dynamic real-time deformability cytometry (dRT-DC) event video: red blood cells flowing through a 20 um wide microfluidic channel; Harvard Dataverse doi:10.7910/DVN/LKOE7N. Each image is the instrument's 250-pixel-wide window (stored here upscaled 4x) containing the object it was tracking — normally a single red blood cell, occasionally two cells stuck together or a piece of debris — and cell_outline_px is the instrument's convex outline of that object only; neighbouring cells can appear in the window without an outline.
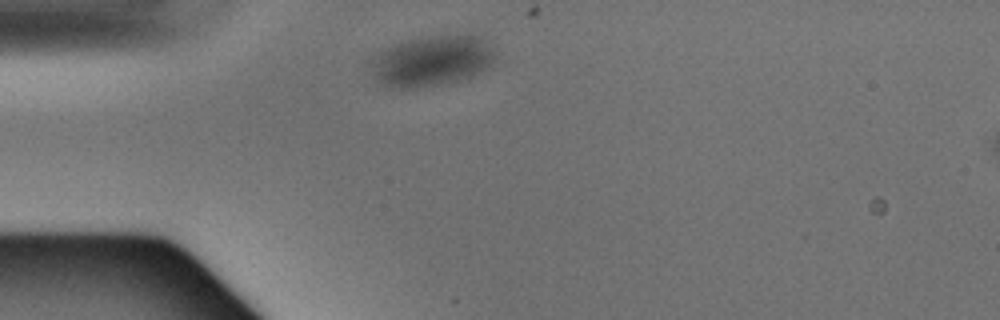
{"species": "Egyptian fruit bat (a non-hibernating species)", "species_latin": "Rousettus aegyptiacus", "temperature_condition": "warm", "stored_images_in_passage": 2, "segment_of_instrument_passage": [1, 2], "camera_frame_rate_fps": 3000, "um_per_image_px": 0.085, "animal": {"sex": "male"}, "frame": {"image": 1, "passage_image": 1, "time_ms": 0.0, "image_size_px": [1000, 320], "cell_outline_px": [[492, 64], [488, 68], [472, 76], [456, 80], [416, 88], [392, 88], [376, 80], [372, 76], [372, 56], [384, 48], [392, 44], [420, 36], [480, 36], [492, 48]], "centroid_in_image_um": [36.63, 5.17], "position_along_channel_um": 48.4, "area_um2": 36.24}}